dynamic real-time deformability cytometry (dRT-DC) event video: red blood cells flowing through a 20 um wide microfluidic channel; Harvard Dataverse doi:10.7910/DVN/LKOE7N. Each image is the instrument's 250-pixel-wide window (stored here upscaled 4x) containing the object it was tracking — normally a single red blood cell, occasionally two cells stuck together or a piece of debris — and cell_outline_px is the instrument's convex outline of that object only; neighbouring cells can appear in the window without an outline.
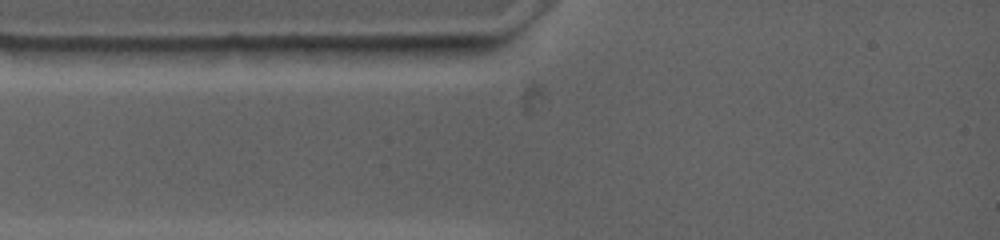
{"species": "common noctule bat (a hibernating species)", "species_latin": "Nyctalus noctula", "temperature_condition": "warm", "stored_images_in_passage": 3, "camera_frame_rate_fps": 4500, "um_per_image_px": 0.085, "animal": {"sex": "female", "body_mass_g": 19.0, "forearm_length_mm": 53.3}, "frame": {"image": 1, "passage_image": 2, "time_ms": 0.667, "image_size_px": [1000, 240], "cell_outline_px": [[492, 44], [488, 52], [444, 64], [388, 56], [368, 48], [368, 44]], "centroid_in_image_um": [36.69, 4.38], "position_along_channel_um": 48.3, "area_um2": 12.2}}